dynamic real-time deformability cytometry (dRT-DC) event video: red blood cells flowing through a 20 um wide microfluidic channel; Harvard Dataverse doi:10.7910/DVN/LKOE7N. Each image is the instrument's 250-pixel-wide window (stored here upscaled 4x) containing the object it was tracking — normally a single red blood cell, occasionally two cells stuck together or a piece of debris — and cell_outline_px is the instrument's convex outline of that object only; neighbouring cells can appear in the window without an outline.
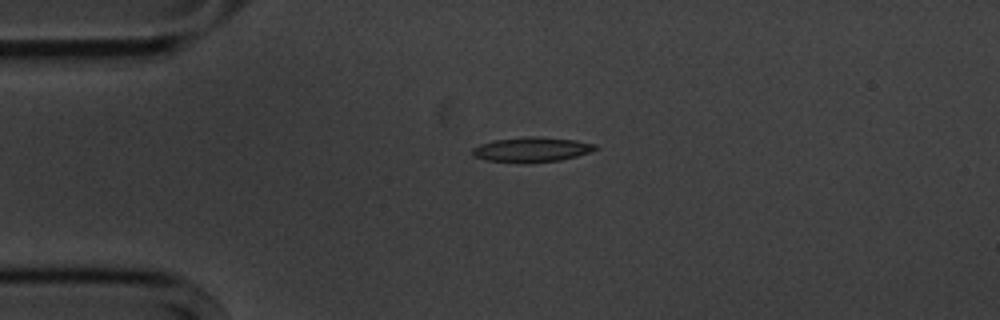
{"species": "common noctule bat (a hibernating species)", "species_latin": "Nyctalus noctula", "temperature_condition": "cold", "stored_images_in_passage": 44, "camera_frame_rate_fps": 3000, "um_per_image_px": 0.085, "animal": {"sex": "male", "body_mass_g": 20.1, "forearm_length_mm": 53.5}, "frame": {"image": 1, "passage_image": 1, "time_ms": 0.0, "image_size_px": [1000, 320], "cell_outline_px": [[600, 148], [576, 156], [560, 160], [528, 164], [488, 160], [472, 156], [472, 148], [480, 144], [496, 140], [524, 136], [536, 136], [576, 140], [596, 144]], "centroid_in_image_um": [45.2, 12.72], "position_along_channel_um": 39.8, "area_um2": 17.98}}
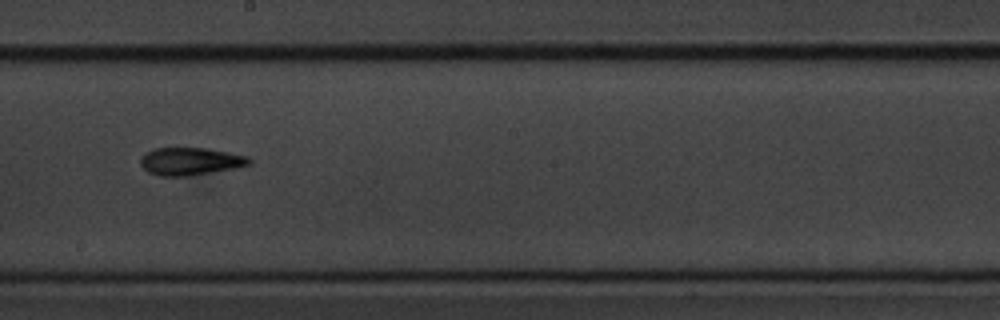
{"frame": {"image": 2, "passage_image": 19, "time_ms": 6.0, "image_size_px": [1000, 320], "cell_outline_px": [[252, 164], [236, 168], [188, 176], [160, 176], [148, 172], [140, 164], [140, 156], [152, 148], [204, 148], [228, 152], [248, 156], [252, 160]], "centroid_in_image_um": [16.17, 13.71], "position_along_channel_um": 232.0, "area_um2": 17.63}}
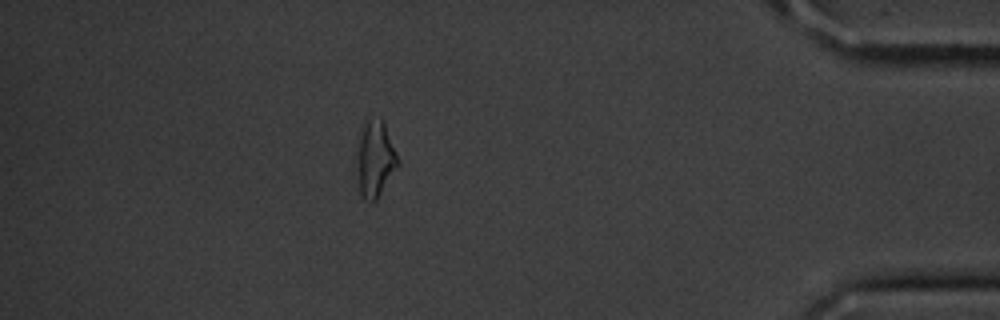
{"frame": {"image": 3, "passage_image": 37, "time_ms": 12.0, "image_size_px": [1000, 320], "cell_outline_px": [[400, 164], [376, 200], [364, 200], [360, 196], [352, 172], [364, 116], [380, 116], [384, 120]], "centroid_in_image_um": [31.8, 13.48], "position_along_channel_um": 403.4, "area_um2": 19.54}, "authors_computed_cell_mechanics": {"area_um2": 17.1955, "velocity_mm_per_s": 3.6024, "shape_relaxation_time_tau1_ms": 3.6642, "shape_relaxation_time_tau2_ms": 3.497, "deformation_change_tau1": 0.161, "deformation_change_tau2": 0.1364}}